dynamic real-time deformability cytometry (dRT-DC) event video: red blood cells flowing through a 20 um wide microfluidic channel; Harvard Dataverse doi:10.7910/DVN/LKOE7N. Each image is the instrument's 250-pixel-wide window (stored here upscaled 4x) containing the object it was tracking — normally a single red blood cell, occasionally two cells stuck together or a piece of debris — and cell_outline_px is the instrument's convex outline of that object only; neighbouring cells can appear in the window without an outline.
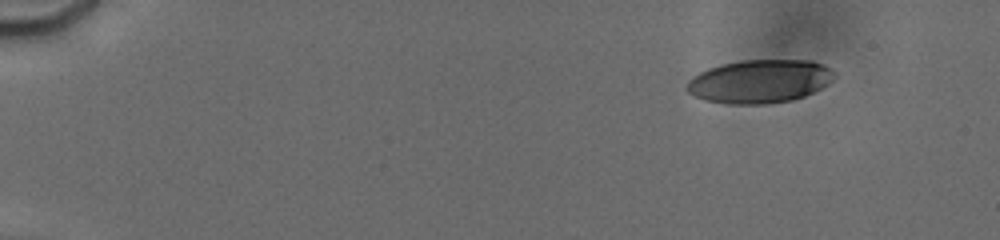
{"species": "human", "species_latin": "Homo sapiens", "temperature_condition": "cold", "stored_images_in_passage": 12, "camera_frame_rate_fps": 3000, "um_per_image_px": 0.085, "donor": {"sex": "male"}, "frame": {"image": 1, "passage_image": 1, "time_ms": 0.0, "image_size_px": [1000, 240], "cell_outline_px": [[836, 76], [828, 84], [804, 96], [792, 100], [764, 104], [728, 104], [704, 100], [688, 92], [684, 88], [688, 80], [692, 76], [708, 68], [740, 60], [808, 60], [820, 64], [828, 68]], "centroid_in_image_um": [64.52, 6.92], "position_along_channel_um": 20.5, "area_um2": 37.17}}
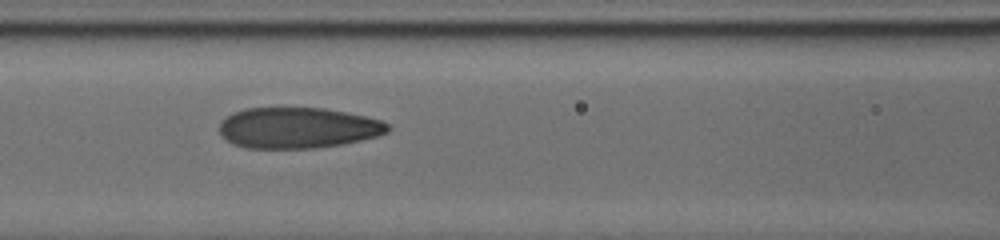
{"frame": {"image": 2, "passage_image": 9, "time_ms": 6.667, "image_size_px": [1000, 240], "cell_outline_px": [[392, 128], [388, 132], [376, 136], [360, 140], [340, 144], [316, 148], [244, 148], [232, 144], [220, 132], [220, 120], [232, 112], [244, 108], [324, 108], [364, 116], [380, 120], [388, 124]], "centroid_in_image_um": [25.29, 10.86], "position_along_channel_um": 141.3, "area_um2": 40.06}}
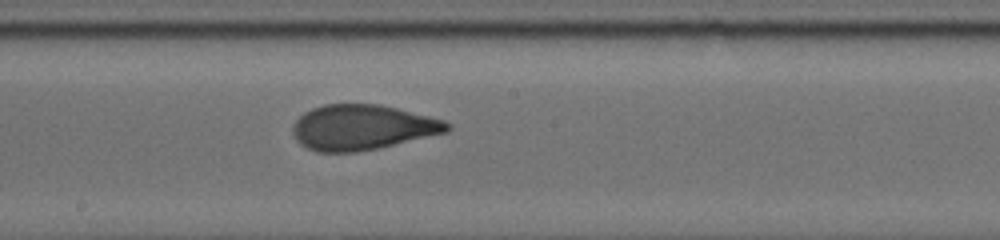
{"frame": {"image": 3, "passage_image": 12, "time_ms": 8.667, "image_size_px": [1000, 240], "cell_outline_px": [[452, 128], [448, 132], [376, 148], [356, 152], [316, 152], [300, 144], [296, 140], [292, 132], [292, 128], [296, 120], [304, 112], [312, 108], [324, 104], [380, 104], [444, 120], [452, 124]], "centroid_in_image_um": [30.78, 10.82], "position_along_channel_um": 217.4, "area_um2": 40.58}}